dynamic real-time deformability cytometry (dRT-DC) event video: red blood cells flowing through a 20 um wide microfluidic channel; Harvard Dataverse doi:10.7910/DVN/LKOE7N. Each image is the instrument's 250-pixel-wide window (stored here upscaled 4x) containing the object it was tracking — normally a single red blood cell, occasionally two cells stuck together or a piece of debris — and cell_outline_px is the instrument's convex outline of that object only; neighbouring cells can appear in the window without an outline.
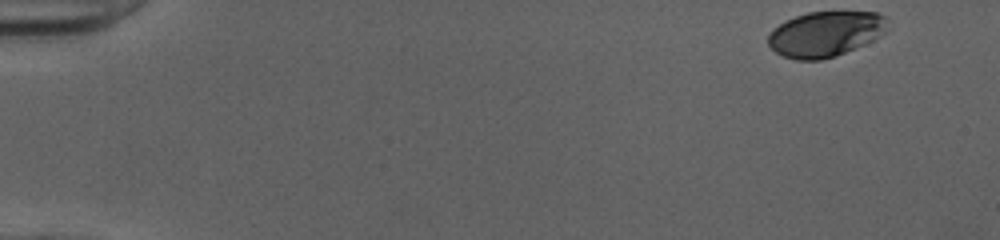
{"species": "human", "species_latin": "Homo sapiens", "temperature_condition": "cold", "stored_images_in_passage": 49, "camera_frame_rate_fps": 3000, "um_per_image_px": 0.085, "donor": {"sex": "female"}, "frame": {"image": 1, "passage_image": 1, "time_ms": 0.0, "image_size_px": [1000, 240], "cell_outline_px": [[888, 32], [856, 48], [836, 56], [820, 60], [796, 60], [784, 56], [776, 52], [768, 44], [768, 36], [780, 24], [796, 16], [808, 12], [876, 12], [888, 16]], "centroid_in_image_um": [70.23, 2.89], "position_along_channel_um": 14.8, "area_um2": 31.56}}
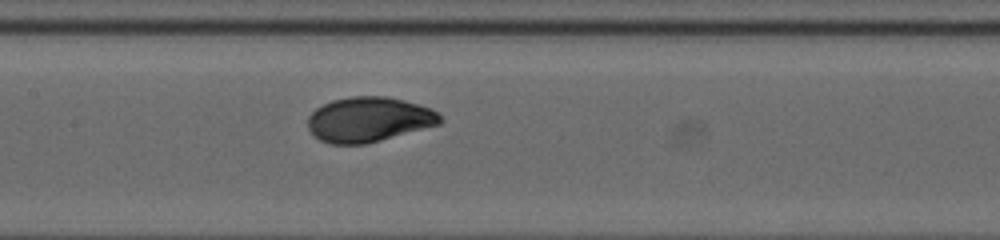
{"frame": {"image": 2, "passage_image": 24, "time_ms": 7.667, "image_size_px": [1000, 240], "cell_outline_px": [[444, 120], [440, 124], [380, 140], [364, 144], [328, 144], [312, 136], [308, 128], [308, 116], [316, 108], [332, 100], [352, 96], [388, 96], [404, 100], [432, 108]], "centroid_in_image_um": [31.33, 10.15], "position_along_channel_um": 176.1, "area_um2": 34.74}}
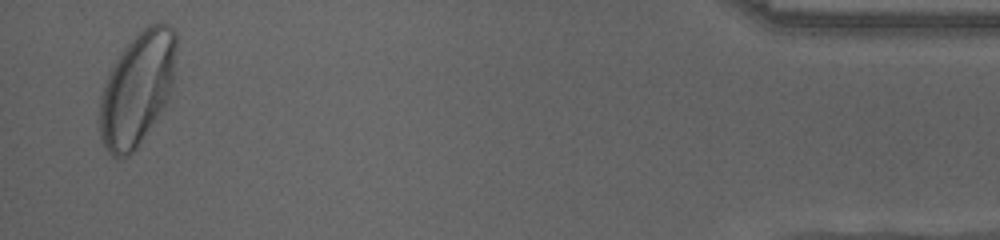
{"frame": {"image": 3, "passage_image": 48, "time_ms": 15.667, "image_size_px": [1000, 240], "cell_outline_px": [[176, 48], [172, 84], [164, 108], [136, 148], [128, 156], [116, 160], [104, 148], [100, 136], [96, 120], [100, 96], [108, 72], [112, 64], [124, 48], [148, 24], [156, 20], [160, 20], [168, 24], [176, 32]], "centroid_in_image_um": [11.62, 7.57], "position_along_channel_um": 423.6, "area_um2": 51.21}, "authors_computed_cell_mechanics": {"area_um2": 34.5066, "velocity_mm_per_s": 4.0076, "shape_relaxation_time_tau1_ms": 2.8642, "shape_relaxation_time_tau2_ms": null, "deformation_change_tau1": 0.1457, "deformation_change_tau2": null}}